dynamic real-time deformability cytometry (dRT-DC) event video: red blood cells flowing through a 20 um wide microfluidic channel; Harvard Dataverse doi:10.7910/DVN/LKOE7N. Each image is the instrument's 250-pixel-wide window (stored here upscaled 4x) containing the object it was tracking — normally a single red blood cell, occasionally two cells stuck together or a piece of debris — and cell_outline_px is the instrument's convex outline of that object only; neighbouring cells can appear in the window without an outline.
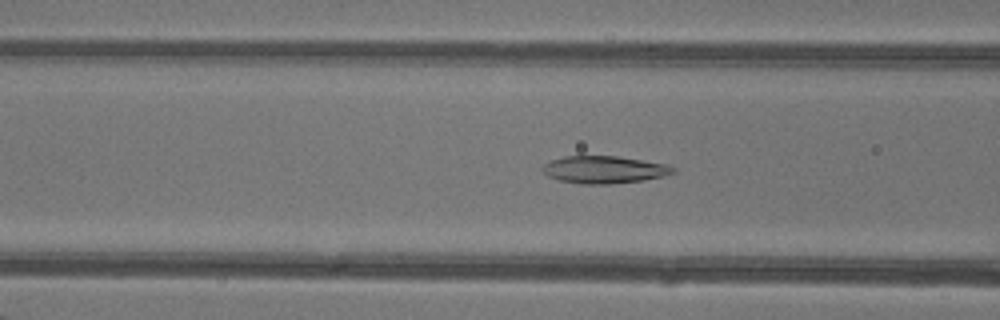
{"species": "common noctule bat (a hibernating species)", "species_latin": "Nyctalus noctula", "temperature_condition": "warm", "stored_images_in_passage": 36, "camera_frame_rate_fps": 3000, "um_per_image_px": 0.085, "animal": {"sex": "female"}, "frame": {"image": 1, "passage_image": 10, "time_ms": 3.0, "image_size_px": [1000, 320], "cell_outline_px": [[676, 172], [664, 176], [644, 180], [612, 184], [580, 184], [560, 180], [548, 176], [540, 168], [544, 164], [552, 160], [564, 156], [616, 156], [668, 164], [676, 168]], "centroid_in_image_um": [51.38, 14.42], "position_along_channel_um": 115.2, "area_um2": 20.92}}
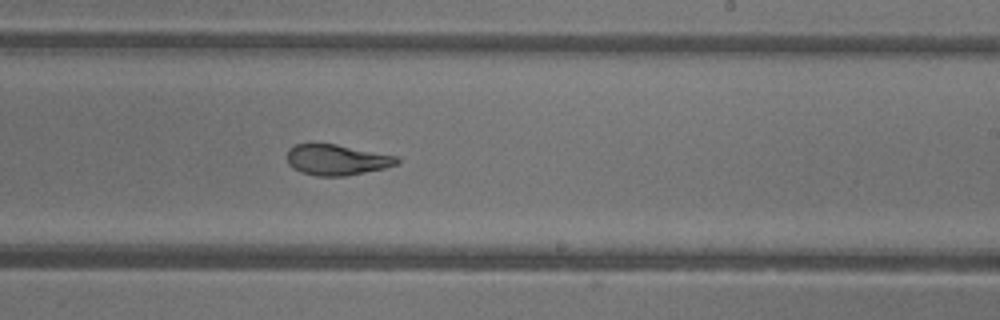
{"frame": {"image": 2, "passage_image": 20, "time_ms": 6.333, "image_size_px": [1000, 320], "cell_outline_px": [[400, 164], [384, 168], [348, 176], [316, 176], [300, 172], [292, 168], [288, 164], [288, 148], [296, 144], [312, 140], [336, 144], [396, 156], [400, 160]], "centroid_in_image_um": [28.57, 13.55], "position_along_channel_um": 260.4, "area_um2": 20.29}}
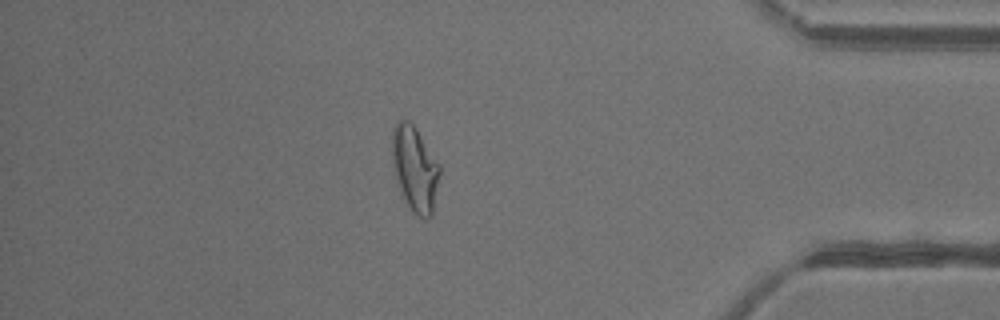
{"frame": {"image": 3, "passage_image": 32, "time_ms": 10.333, "image_size_px": [1000, 320], "cell_outline_px": [[440, 172], [432, 216], [428, 220], [424, 220], [412, 212], [404, 200], [400, 192], [392, 160], [392, 128], [396, 120], [408, 120], [416, 128], [440, 164]], "centroid_in_image_um": [35.26, 14.36], "position_along_channel_um": 399.9, "area_um2": 23.87}}